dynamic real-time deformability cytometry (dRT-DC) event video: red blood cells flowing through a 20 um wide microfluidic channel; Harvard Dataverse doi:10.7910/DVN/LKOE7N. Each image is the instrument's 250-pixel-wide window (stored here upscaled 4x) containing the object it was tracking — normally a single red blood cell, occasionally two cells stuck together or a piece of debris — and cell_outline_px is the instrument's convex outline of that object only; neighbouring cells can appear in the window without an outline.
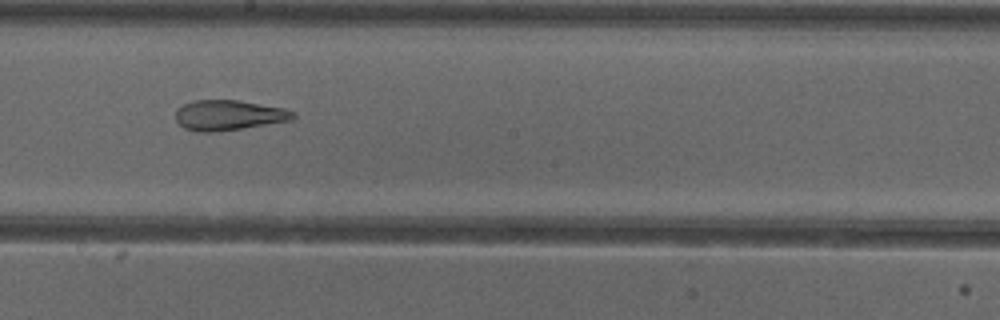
{"species": "common noctule bat (a hibernating species)", "species_latin": "Nyctalus noctula", "temperature_condition": "cold", "stored_images_in_passage": 29, "camera_frame_rate_fps": 3000, "um_per_image_px": 0.085, "animal": {"sex": "female"}, "frame": {"image": 1, "passage_image": 20, "time_ms": 6.333, "image_size_px": [1000, 320], "cell_outline_px": [[296, 116], [292, 120], [244, 128], [212, 132], [196, 132], [184, 128], [176, 120], [176, 108], [192, 100], [236, 100], [284, 108], [296, 112]], "centroid_in_image_um": [19.43, 9.79], "position_along_channel_um": 228.8, "area_um2": 20.75}}
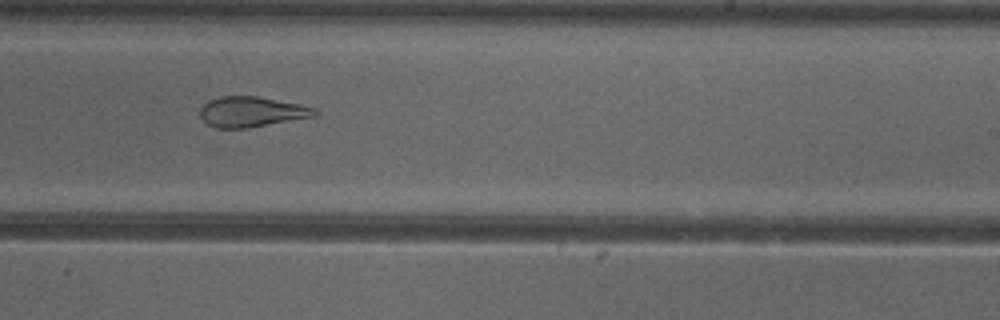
{"frame": {"image": 2, "passage_image": 23, "time_ms": 7.333, "image_size_px": [1000, 320], "cell_outline_px": [[320, 112], [316, 116], [248, 128], [216, 128], [208, 124], [200, 116], [200, 108], [208, 100], [220, 96], [256, 96], [300, 104], [316, 108]], "centroid_in_image_um": [21.4, 9.5], "position_along_channel_um": 267.6, "area_um2": 20.35}}